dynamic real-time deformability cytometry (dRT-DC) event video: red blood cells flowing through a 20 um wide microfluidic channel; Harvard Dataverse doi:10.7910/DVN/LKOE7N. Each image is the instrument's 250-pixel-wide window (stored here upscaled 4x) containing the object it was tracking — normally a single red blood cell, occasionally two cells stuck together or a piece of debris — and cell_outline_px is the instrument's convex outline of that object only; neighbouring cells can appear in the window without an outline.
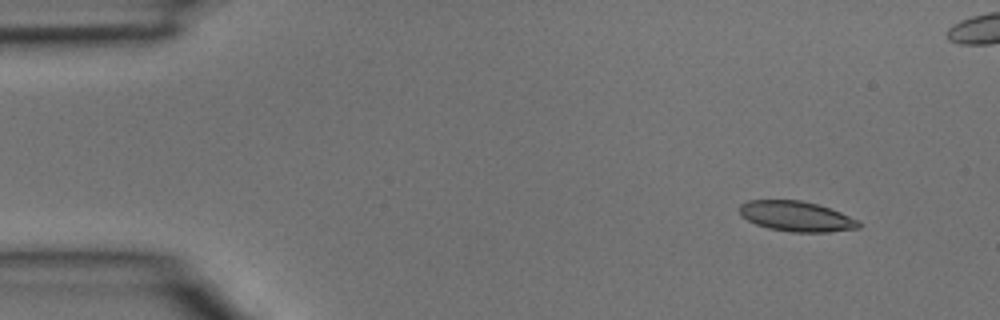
{"species": "common noctule bat (a hibernating species)", "species_latin": "Nyctalus noctula", "temperature_condition": "room temperature", "stored_images_in_passage": 3, "camera_frame_rate_fps": 3000, "um_per_image_px": 0.085, "animal": {"sex": "male", "body_mass_g": 15.6}, "frame": {"image": 1, "passage_image": 1, "time_ms": 0.0, "image_size_px": [1000, 320], "cell_outline_px": [[860, 228], [828, 232], [792, 232], [768, 228], [756, 224], [740, 216], [740, 204], [748, 200], [800, 200], [816, 204], [840, 212], [860, 220]], "centroid_in_image_um": [67.69, 18.39], "position_along_channel_um": 17.3, "area_um2": 20.98}}